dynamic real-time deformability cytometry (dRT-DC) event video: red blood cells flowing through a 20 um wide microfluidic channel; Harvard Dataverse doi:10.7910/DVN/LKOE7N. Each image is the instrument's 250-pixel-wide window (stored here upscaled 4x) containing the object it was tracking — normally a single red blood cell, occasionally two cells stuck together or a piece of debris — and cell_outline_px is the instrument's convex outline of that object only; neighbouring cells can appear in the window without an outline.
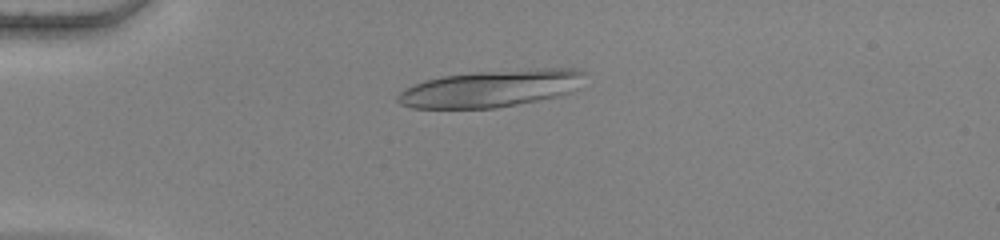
{"species": "human", "species_latin": "Homo sapiens", "temperature_condition": "warm", "stored_images_in_passage": 53, "camera_frame_rate_fps": 3000, "um_per_image_px": 0.085, "donor": {"sex": "female"}, "frame": {"image": 1, "passage_image": 14, "time_ms": 4.333, "image_size_px": [1000, 240], "cell_outline_px": [[588, 72], [576, 88], [568, 92], [556, 96], [496, 108], [412, 108], [400, 104], [396, 100], [396, 96], [404, 88], [424, 80], [444, 76], [476, 72], [540, 68], [580, 68]], "centroid_in_image_um": [41.72, 7.51], "position_along_channel_um": 43.3, "area_um2": 40.29}}
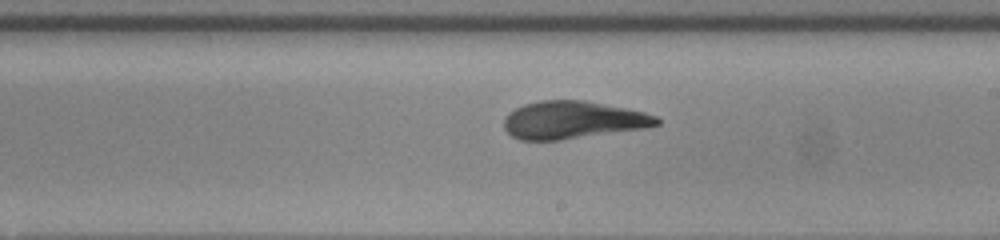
{"frame": {"image": 2, "passage_image": 32, "time_ms": 10.333, "image_size_px": [1000, 240], "cell_outline_px": [[660, 124], [648, 128], [560, 140], [520, 140], [512, 136], [504, 128], [504, 116], [508, 112], [524, 104], [540, 100], [584, 100], [644, 112], [656, 116], [660, 120]], "centroid_in_image_um": [48.68, 10.2], "position_along_channel_um": 240.3, "area_um2": 33.58}}
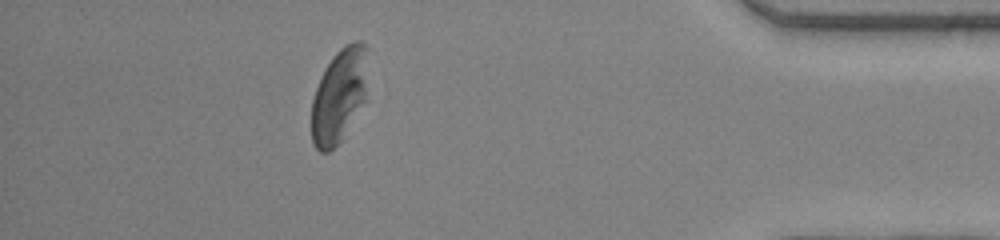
{"frame": {"image": 3, "passage_image": 48, "time_ms": 15.667, "image_size_px": [1000, 240], "cell_outline_px": [[364, 100], [340, 140], [328, 152], [320, 152], [312, 144], [312, 100], [320, 76], [332, 56], [344, 44], [352, 40], [364, 40]], "centroid_in_image_um": [28.75, 8.11], "position_along_channel_um": 406.5, "area_um2": 29.77}, "authors_computed_cell_mechanics": {"area_um2": 33.8708, "velocity_mm_per_s": 3.8378, "shape_relaxation_time_tau1_ms": 3.9098, "shape_relaxation_time_tau2_ms": 1.2636, "deformation_change_tau1": 0.228, "deformation_change_tau2": 0.0942}}